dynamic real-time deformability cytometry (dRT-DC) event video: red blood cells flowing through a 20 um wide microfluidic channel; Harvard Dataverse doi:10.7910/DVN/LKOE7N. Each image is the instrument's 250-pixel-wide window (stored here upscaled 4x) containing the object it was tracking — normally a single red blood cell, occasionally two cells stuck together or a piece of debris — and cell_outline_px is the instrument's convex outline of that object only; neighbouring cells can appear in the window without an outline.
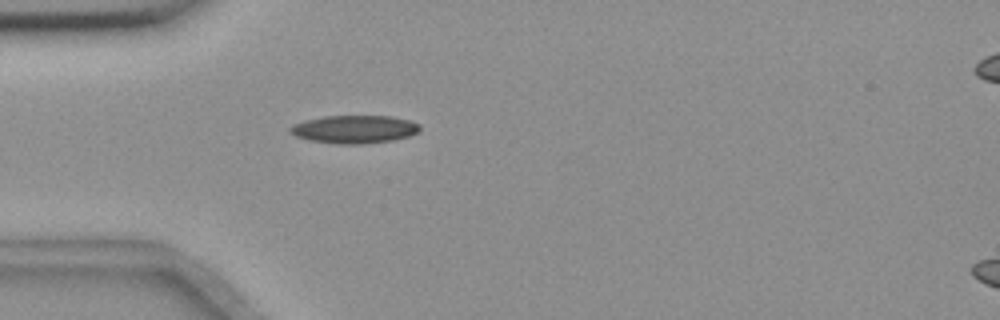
{"species": "common noctule bat (a hibernating species)", "species_latin": "Nyctalus noctula", "temperature_condition": "room temperature", "stored_images_in_passage": 5, "camera_frame_rate_fps": 3000, "um_per_image_px": 0.085, "animal": {"sex": "female", "body_mass_g": 18.4}, "frame": {"image": 1, "passage_image": 5, "time_ms": 4.333, "image_size_px": [1000, 320], "cell_outline_px": [[420, 128], [416, 132], [408, 136], [392, 140], [360, 144], [340, 144], [312, 140], [296, 136], [288, 128], [292, 124], [304, 120], [324, 116], [392, 116], [408, 120], [420, 124]], "centroid_in_image_um": [30.11, 10.97], "position_along_channel_um": 54.9, "area_um2": 20.92}}